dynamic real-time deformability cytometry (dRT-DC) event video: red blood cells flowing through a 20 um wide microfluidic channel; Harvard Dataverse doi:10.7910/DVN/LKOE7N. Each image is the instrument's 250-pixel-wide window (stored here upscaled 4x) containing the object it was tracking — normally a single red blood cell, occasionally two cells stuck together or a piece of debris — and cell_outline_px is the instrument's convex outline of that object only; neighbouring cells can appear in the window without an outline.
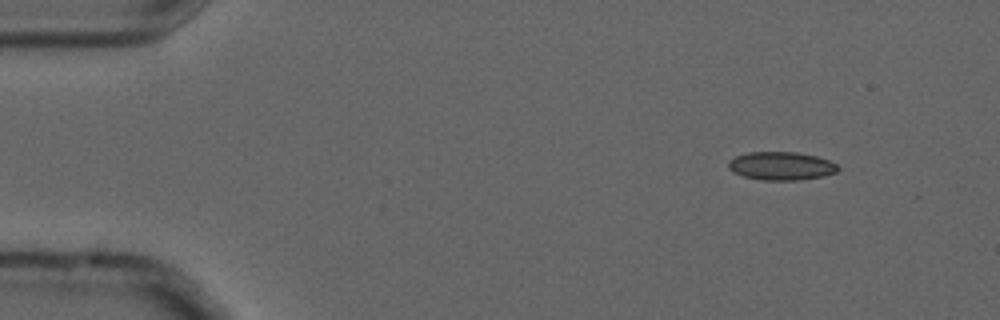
{"species": "common noctule bat (a hibernating species)", "species_latin": "Nyctalus noctula", "temperature_condition": "cold", "stored_images_in_passage": 3, "camera_frame_rate_fps": 3000, "um_per_image_px": 0.085, "animal": {"sex": "male", "forearm_length_mm": 52.5}, "frame": {"image": 1, "passage_image": 1, "time_ms": 0.0, "image_size_px": [1000, 320], "cell_outline_px": [[840, 168], [836, 172], [824, 176], [796, 180], [764, 180], [744, 176], [732, 172], [728, 168], [728, 160], [736, 156], [748, 152], [796, 152], [816, 156], [828, 160], [836, 164]], "centroid_in_image_um": [66.38, 14.1], "position_along_channel_um": 18.6, "area_um2": 18.03}}
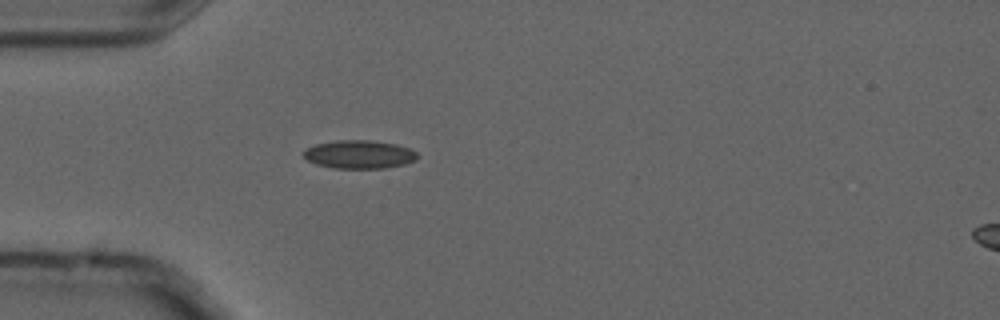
{"frame": {"image": 2, "passage_image": 3, "time_ms": 0.667, "image_size_px": [1000, 320], "cell_outline_px": [[420, 156], [416, 160], [404, 164], [384, 168], [332, 168], [316, 164], [308, 160], [300, 152], [304, 148], [316, 144], [336, 140], [368, 140], [396, 144], [408, 148], [416, 152]], "centroid_in_image_um": [30.5, 13.12], "position_along_channel_um": 54.5, "area_um2": 18.9}}